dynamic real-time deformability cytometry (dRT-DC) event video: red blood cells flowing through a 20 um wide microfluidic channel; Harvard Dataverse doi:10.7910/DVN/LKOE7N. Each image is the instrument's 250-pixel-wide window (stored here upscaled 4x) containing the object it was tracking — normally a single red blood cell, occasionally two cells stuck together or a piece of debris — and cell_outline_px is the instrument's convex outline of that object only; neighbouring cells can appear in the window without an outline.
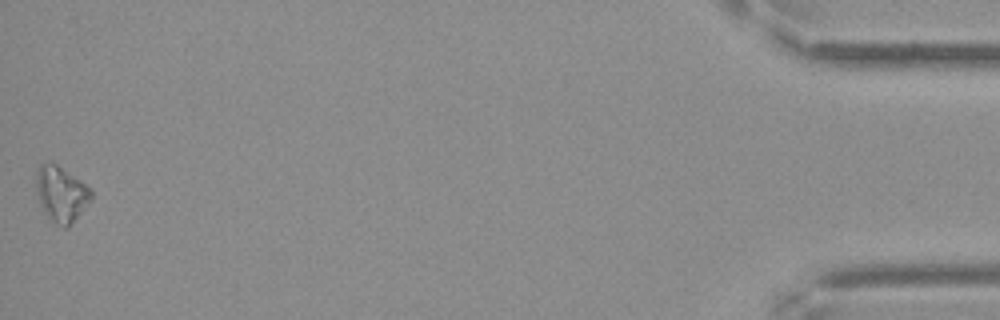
{"species": "Egyptian fruit bat (a non-hibernating species)", "species_latin": "Rousettus aegyptiacus", "temperature_condition": "cold", "stored_images_in_passage": 41, "camera_frame_rate_fps": 3000, "um_per_image_px": 0.085, "frame": {"image": 1, "passage_image": 41, "time_ms": 13.333, "image_size_px": [1000, 320], "cell_outline_px": [[92, 200], [68, 228], [64, 228], [48, 220], [40, 204], [36, 192], [36, 172], [40, 164], [56, 164], [80, 180], [92, 192]], "centroid_in_image_um": [5.19, 16.54], "position_along_channel_um": 430.0, "area_um2": 17.8}, "authors_computed_cell_mechanics": {"area_um2": 14.2766, "velocity_mm_per_s": 3.5164, "shape_relaxation_time_tau1_ms": 3.4389, "shape_relaxation_time_tau2_ms": null, "deformation_change_tau1": 0.17, "deformation_change_tau2": null}}